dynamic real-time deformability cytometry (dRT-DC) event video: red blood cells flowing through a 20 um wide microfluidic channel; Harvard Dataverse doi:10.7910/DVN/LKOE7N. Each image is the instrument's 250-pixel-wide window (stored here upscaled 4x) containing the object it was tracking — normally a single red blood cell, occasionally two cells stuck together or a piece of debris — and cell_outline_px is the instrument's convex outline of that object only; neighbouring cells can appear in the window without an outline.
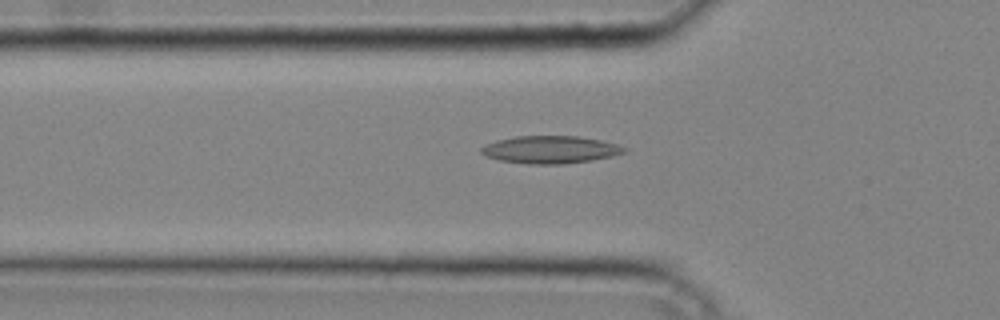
{"species": "common noctule bat (a hibernating species)", "species_latin": "Nyctalus noctula", "temperature_condition": "cold", "stored_images_in_passage": 27, "camera_frame_rate_fps": 3000, "um_per_image_px": 0.085, "animal": {"sex": "male", "body_mass_g": 20.4}, "frame": {"image": 1, "passage_image": 2, "time_ms": 0.333, "image_size_px": [1000, 320], "cell_outline_px": [[628, 152], [612, 156], [592, 160], [560, 164], [528, 164], [500, 160], [484, 156], [480, 152], [480, 148], [496, 140], [516, 136], [576, 136], [600, 140], [616, 144], [628, 148]], "centroid_in_image_um": [46.78, 12.72], "position_along_channel_um": 79.0, "area_um2": 22.95}}
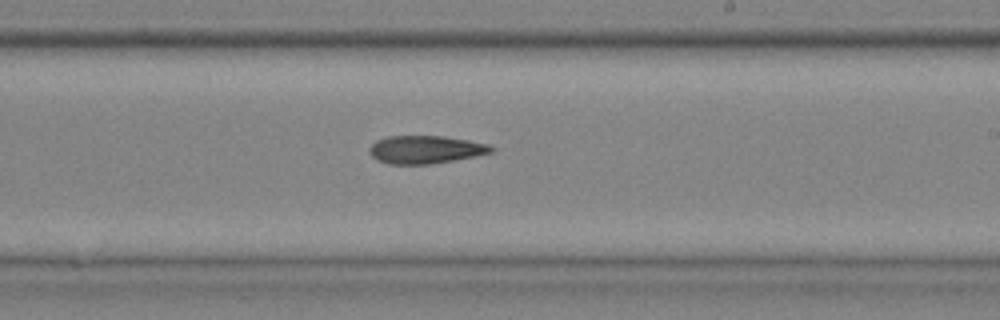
{"frame": {"image": 2, "passage_image": 13, "time_ms": 4.0, "image_size_px": [1000, 320], "cell_outline_px": [[496, 148], [492, 152], [452, 160], [428, 164], [388, 164], [376, 160], [368, 152], [368, 148], [376, 140], [388, 136], [444, 136], [468, 140], [488, 144]], "centroid_in_image_um": [36.11, 12.7], "position_along_channel_um": 252.9, "area_um2": 19.77}}
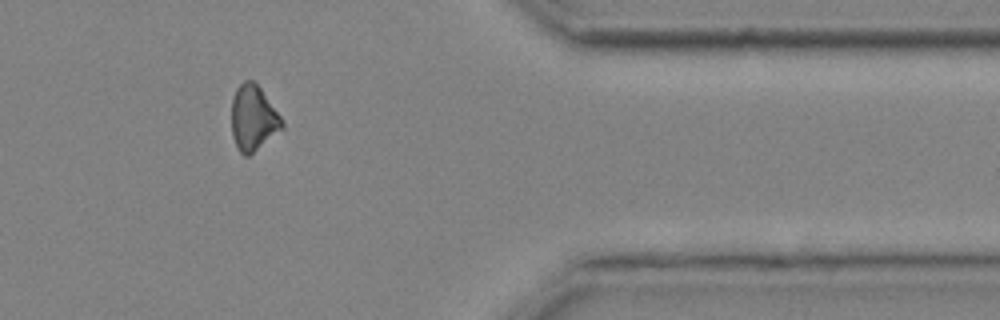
{"frame": {"image": 3, "passage_image": 23, "time_ms": 7.333, "image_size_px": [1000, 320], "cell_outline_px": [[284, 128], [248, 156], [244, 156], [240, 152], [232, 136], [232, 100], [236, 88], [244, 80], [252, 80], [260, 88], [280, 116], [284, 124]], "centroid_in_image_um": [21.52, 10.04], "position_along_channel_um": 389.9, "area_um2": 18.96}}